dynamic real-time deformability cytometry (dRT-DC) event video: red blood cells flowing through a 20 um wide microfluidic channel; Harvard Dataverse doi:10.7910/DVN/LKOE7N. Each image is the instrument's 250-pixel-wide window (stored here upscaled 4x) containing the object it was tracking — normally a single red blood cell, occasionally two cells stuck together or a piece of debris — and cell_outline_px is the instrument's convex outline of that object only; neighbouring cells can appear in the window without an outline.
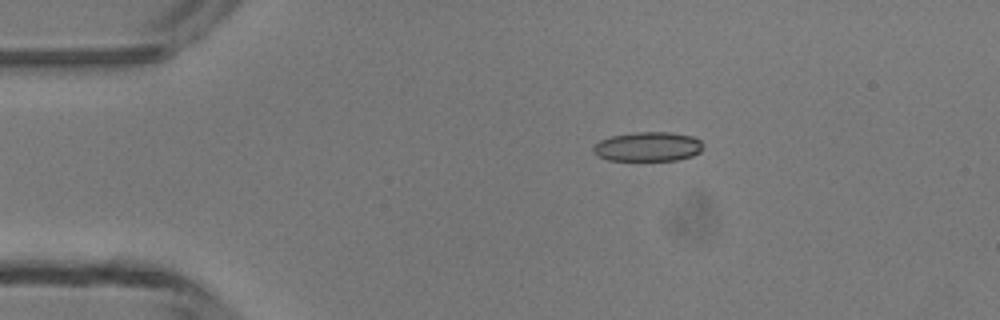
{"species": "common noctule bat (a hibernating species)", "species_latin": "Nyctalus noctula", "temperature_condition": "room temperature", "stored_images_in_passage": 4, "camera_frame_rate_fps": 3000, "um_per_image_px": 0.085, "animal": {"sex": "male", "body_mass_g": 13.3}, "frame": {"image": 1, "passage_image": 2, "time_ms": 1.333, "image_size_px": [1000, 320], "cell_outline_px": [[700, 152], [692, 156], [676, 160], [608, 160], [596, 156], [592, 152], [592, 148], [600, 140], [612, 136], [636, 132], [668, 132], [692, 136], [700, 140]], "centroid_in_image_um": [55.02, 12.47], "position_along_channel_um": 30.0, "area_um2": 18.67}}